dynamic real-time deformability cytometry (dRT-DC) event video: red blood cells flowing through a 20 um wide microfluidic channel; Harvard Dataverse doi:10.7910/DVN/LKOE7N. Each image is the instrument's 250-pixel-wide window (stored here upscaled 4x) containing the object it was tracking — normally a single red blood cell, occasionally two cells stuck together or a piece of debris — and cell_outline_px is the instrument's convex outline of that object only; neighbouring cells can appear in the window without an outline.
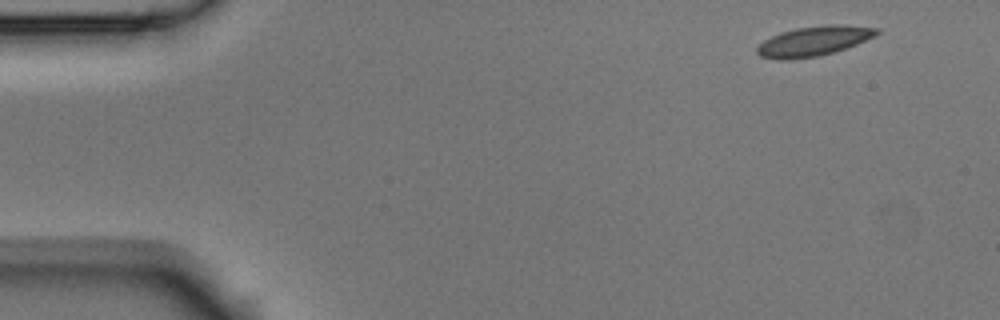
{"species": "Egyptian fruit bat (a non-hibernating species)", "species_latin": "Rousettus aegyptiacus", "temperature_condition": "room temperature", "stored_images_in_passage": 4, "camera_frame_rate_fps": 3000, "um_per_image_px": 0.085, "animal": {"sex": "male"}, "frame": {"image": 1, "passage_image": 1, "time_ms": 0.0, "image_size_px": [1000, 320], "cell_outline_px": [[880, 32], [876, 36], [856, 44], [832, 52], [816, 56], [792, 60], [780, 60], [760, 56], [756, 52], [756, 48], [764, 40], [780, 32], [796, 28], [828, 24], [844, 24], [880, 28]], "centroid_in_image_um": [69.18, 3.48], "position_along_channel_um": 15.8, "area_um2": 20.81}}
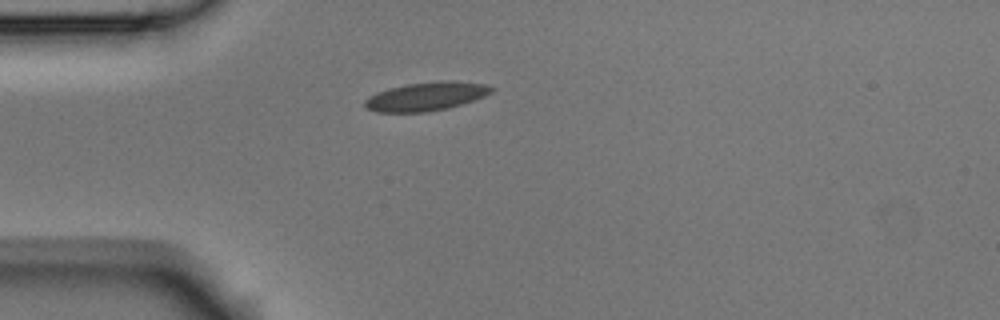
{"frame": {"image": 2, "passage_image": 3, "time_ms": 0.667, "image_size_px": [1000, 320], "cell_outline_px": [[496, 88], [492, 92], [484, 96], [448, 108], [428, 112], [376, 112], [368, 108], [364, 104], [364, 100], [368, 96], [376, 92], [408, 84], [488, 84]], "centroid_in_image_um": [36.13, 8.26], "position_along_channel_um": 48.9, "area_um2": 19.83}}